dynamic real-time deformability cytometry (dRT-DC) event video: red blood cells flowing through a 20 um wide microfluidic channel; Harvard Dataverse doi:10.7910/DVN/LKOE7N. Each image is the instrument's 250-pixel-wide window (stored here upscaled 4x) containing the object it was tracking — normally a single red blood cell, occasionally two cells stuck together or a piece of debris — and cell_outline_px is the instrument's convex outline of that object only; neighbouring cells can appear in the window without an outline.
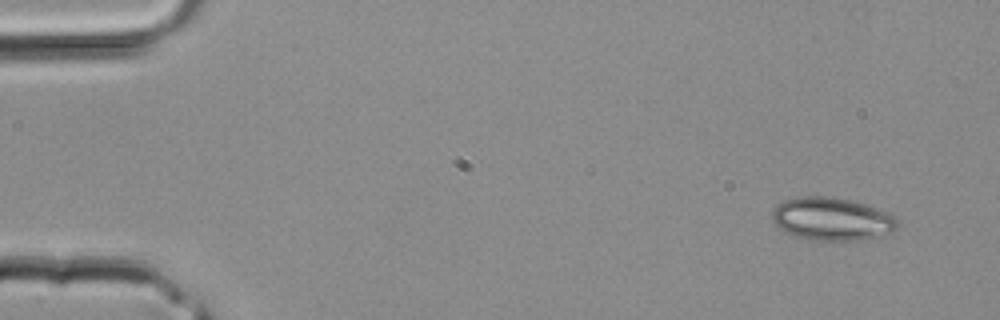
{"species": "common noctule bat (a hibernating species)", "species_latin": "Nyctalus noctula", "temperature_condition": "room temperature", "stored_images_in_passage": 3, "camera_frame_rate_fps": 3000, "um_per_image_px": 0.085, "animal": {"sex": "male", "body_mass_g": 20.4}, "frame": {"image": 1, "passage_image": 3, "time_ms": 0.667, "image_size_px": [1000, 320], "cell_outline_px": [[900, 224], [892, 232], [884, 236], [856, 240], [812, 240], [792, 236], [784, 232], [772, 220], [772, 208], [776, 204], [784, 200], [804, 196], [828, 196], [848, 200], [864, 204], [888, 212]], "centroid_in_image_um": [70.68, 18.62], "position_along_channel_um": 14.3, "area_um2": 31.5}}